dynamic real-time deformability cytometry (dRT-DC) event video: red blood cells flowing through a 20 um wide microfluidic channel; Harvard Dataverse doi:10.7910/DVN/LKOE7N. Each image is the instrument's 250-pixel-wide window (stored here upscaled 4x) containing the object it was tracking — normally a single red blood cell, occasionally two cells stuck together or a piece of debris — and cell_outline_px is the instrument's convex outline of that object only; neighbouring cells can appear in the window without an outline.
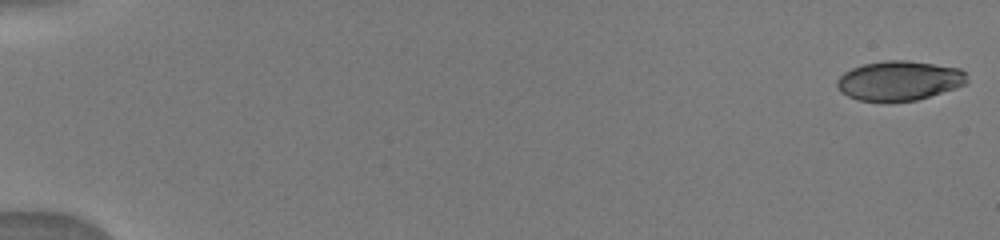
{"species": "human", "species_latin": "Homo sapiens", "temperature_condition": "warm", "stored_images_in_passage": 23, "camera_frame_rate_fps": 3000, "um_per_image_px": 0.085, "donor": {"sex": "male"}, "frame": {"image": 1, "passage_image": 1, "time_ms": 0.0, "image_size_px": [1000, 240], "cell_outline_px": [[968, 80], [964, 84], [956, 88], [916, 100], [888, 104], [856, 100], [840, 92], [836, 88], [836, 80], [844, 72], [852, 68], [864, 64], [884, 60], [908, 60], [960, 68], [964, 72]], "centroid_in_image_um": [76.37, 6.89], "position_along_channel_um": 8.6, "area_um2": 30.63}}
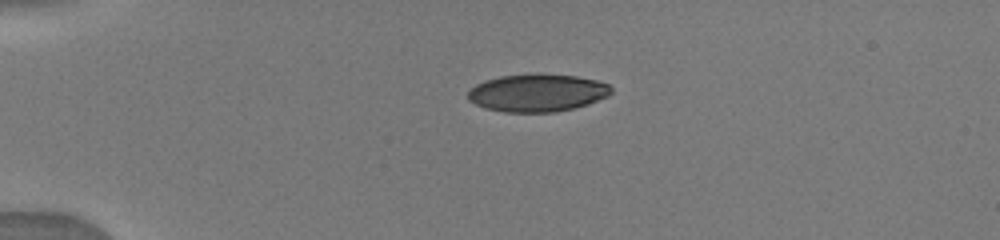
{"frame": {"image": 2, "passage_image": 17, "time_ms": 4.0, "image_size_px": [1000, 240], "cell_outline_px": [[612, 92], [608, 96], [588, 104], [556, 112], [504, 112], [484, 108], [468, 100], [468, 92], [476, 84], [484, 80], [500, 76], [536, 72], [540, 72], [576, 76], [596, 80], [608, 84], [612, 88]], "centroid_in_image_um": [45.66, 7.87], "position_along_channel_um": 39.3, "area_um2": 31.85}}